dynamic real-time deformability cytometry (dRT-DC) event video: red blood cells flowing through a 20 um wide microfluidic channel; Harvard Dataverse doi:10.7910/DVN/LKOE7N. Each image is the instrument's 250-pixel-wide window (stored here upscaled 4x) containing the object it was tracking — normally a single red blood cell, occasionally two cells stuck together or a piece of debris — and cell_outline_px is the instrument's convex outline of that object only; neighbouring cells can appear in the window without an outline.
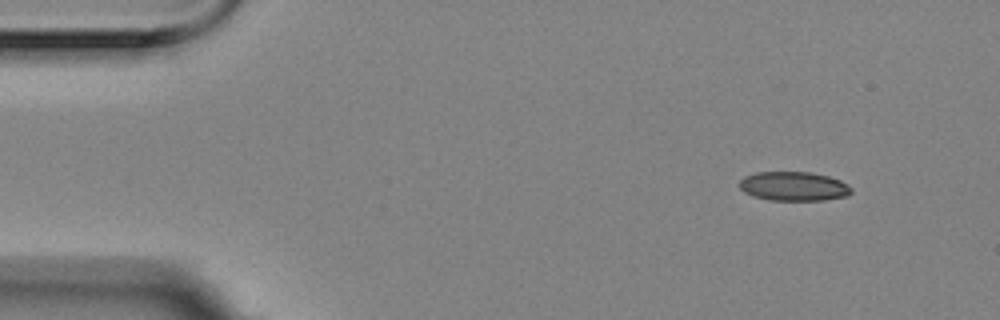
{"species": "Egyptian fruit bat (a non-hibernating species)", "species_latin": "Rousettus aegyptiacus", "temperature_condition": "room temperature", "stored_images_in_passage": 4, "camera_frame_rate_fps": 3000, "um_per_image_px": 0.085, "animal": {"sex": "female"}, "frame": {"image": 1, "passage_image": 1, "time_ms": 0.0, "image_size_px": [1000, 320], "cell_outline_px": [[852, 192], [848, 196], [824, 200], [768, 200], [752, 196], [744, 192], [740, 188], [740, 180], [744, 176], [756, 172], [812, 172], [828, 176], [840, 180], [848, 184], [852, 188]], "centroid_in_image_um": [67.48, 15.83], "position_along_channel_um": 17.5, "area_um2": 19.19}}